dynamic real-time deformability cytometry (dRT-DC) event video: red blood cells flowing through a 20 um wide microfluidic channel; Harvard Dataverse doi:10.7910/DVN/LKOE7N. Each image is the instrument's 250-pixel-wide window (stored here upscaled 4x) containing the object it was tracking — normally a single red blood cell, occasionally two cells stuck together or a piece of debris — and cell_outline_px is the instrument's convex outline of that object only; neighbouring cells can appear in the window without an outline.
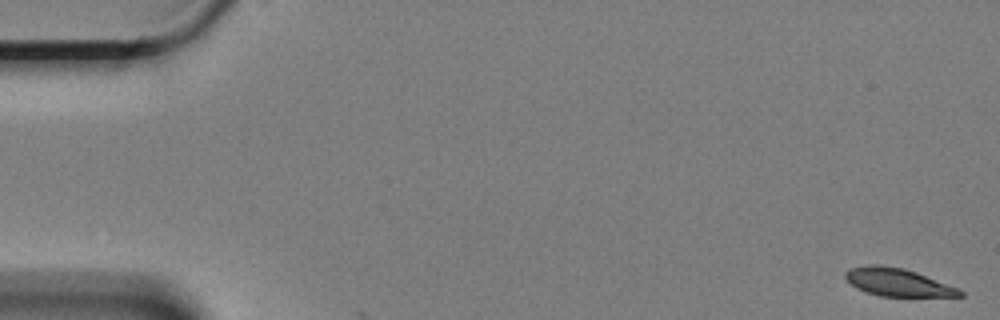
{"species": "Egyptian fruit bat (a non-hibernating species)", "species_latin": "Rousettus aegyptiacus", "temperature_condition": "cold", "stored_images_in_passage": 3, "camera_frame_rate_fps": 3000, "um_per_image_px": 0.085, "animal": {"sex": "female"}, "frame": {"image": 1, "passage_image": 1, "time_ms": 0.0, "image_size_px": [1000, 320], "cell_outline_px": [[964, 296], [880, 296], [856, 288], [844, 276], [844, 272], [848, 268], [872, 264], [876, 264], [904, 268], [916, 272], [960, 288], [964, 292]], "centroid_in_image_um": [76.32, 23.98], "position_along_channel_um": 8.7, "area_um2": 18.55}}